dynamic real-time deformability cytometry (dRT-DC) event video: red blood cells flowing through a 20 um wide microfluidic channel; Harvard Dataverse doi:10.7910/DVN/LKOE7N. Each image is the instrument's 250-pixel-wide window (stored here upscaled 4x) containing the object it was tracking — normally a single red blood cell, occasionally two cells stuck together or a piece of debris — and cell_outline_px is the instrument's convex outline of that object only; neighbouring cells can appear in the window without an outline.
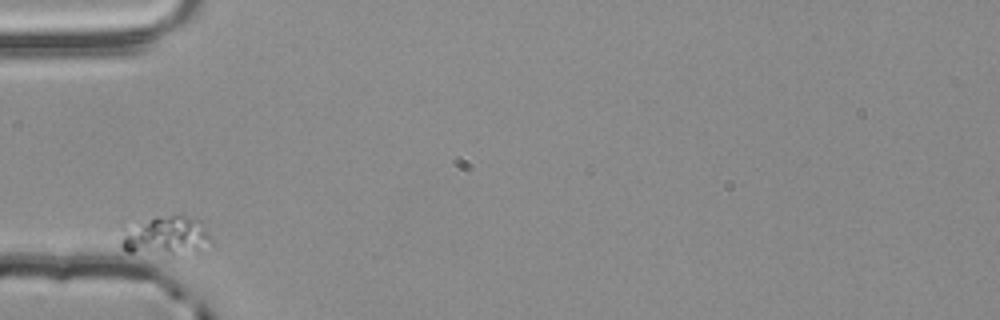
{"species": "common noctule bat (a hibernating species)", "species_latin": "Nyctalus noctula", "temperature_condition": "room temperature", "stored_images_in_passage": 1, "camera_frame_rate_fps": 3000, "um_per_image_px": 0.085, "animal": {"sex": "male", "body_mass_g": 20.4}, "frame": {"image": 1, "passage_image": 1, "time_ms": 0.0, "image_size_px": [1000, 320], "cell_outline_px": [[212, 240], [200, 252], [128, 252], [120, 244], [120, 240], [124, 236], [156, 216], [180, 212], [184, 212], [200, 220], [212, 236]], "centroid_in_image_um": [14.32, 19.99], "position_along_channel_um": 70.7, "area_um2": 19.65}}